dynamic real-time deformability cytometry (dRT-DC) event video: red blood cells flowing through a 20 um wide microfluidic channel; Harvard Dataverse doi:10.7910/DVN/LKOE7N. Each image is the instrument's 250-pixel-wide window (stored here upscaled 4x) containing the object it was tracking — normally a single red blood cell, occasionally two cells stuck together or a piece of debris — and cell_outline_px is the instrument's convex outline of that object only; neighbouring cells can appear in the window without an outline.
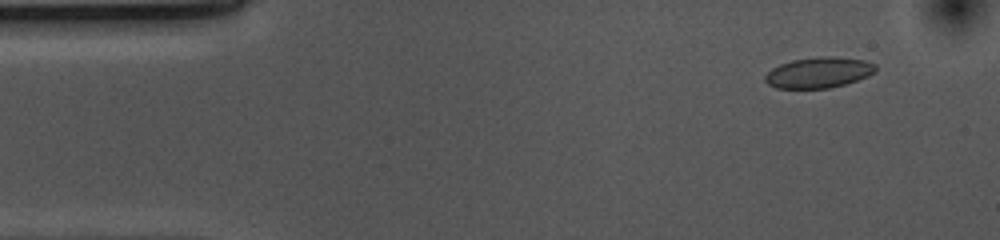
{"species": "common noctule bat (a hibernating species)", "species_latin": "Nyctalus noctula", "temperature_condition": "cold", "stored_images_in_passage": 51, "camera_frame_rate_fps": 3000, "um_per_image_px": 0.085, "animal": {"sex": "female", "body_mass_g": 10.0, "forearm_length_mm": 53.1}, "frame": {"image": 1, "passage_image": 2, "time_ms": 0.333, "image_size_px": [1000, 240], "cell_outline_px": [[876, 72], [868, 76], [844, 84], [828, 88], [776, 88], [768, 84], [764, 80], [764, 76], [772, 68], [780, 64], [792, 60], [820, 56], [836, 56], [864, 60], [876, 64]], "centroid_in_image_um": [69.59, 6.15], "position_along_channel_um": 15.4, "area_um2": 19.83}}
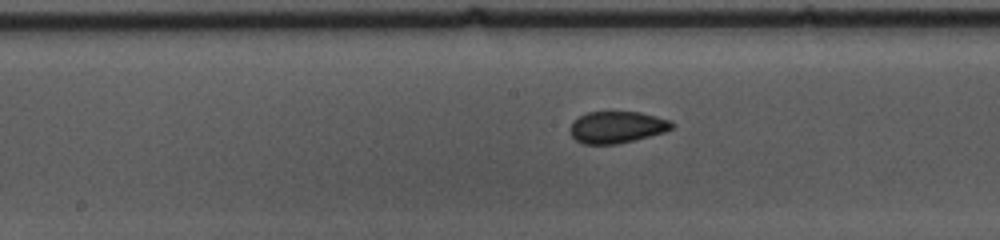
{"frame": {"image": 2, "passage_image": 23, "time_ms": 7.333, "image_size_px": [1000, 240], "cell_outline_px": [[676, 124], [672, 128], [664, 132], [616, 144], [584, 144], [576, 140], [572, 136], [568, 128], [580, 116], [588, 112], [640, 112], [672, 120]], "centroid_in_image_um": [52.46, 10.8], "position_along_channel_um": 195.7, "area_um2": 18.73}}
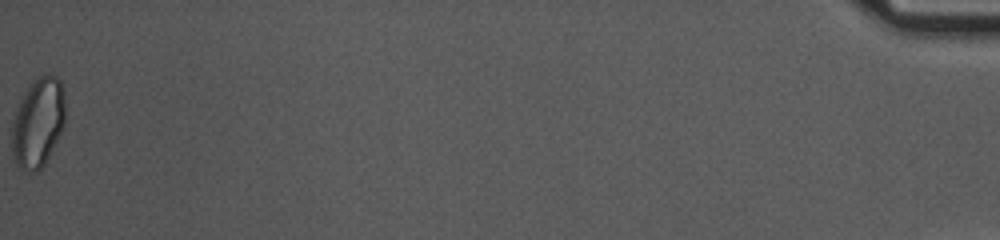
{"frame": {"image": 3, "passage_image": 51, "time_ms": 16.667, "image_size_px": [1000, 240], "cell_outline_px": [[64, 128], [44, 164], [36, 172], [24, 172], [16, 164], [12, 156], [12, 120], [20, 100], [24, 92], [32, 80], [40, 76], [56, 76], [60, 80], [64, 88]], "centroid_in_image_um": [3.22, 10.43], "position_along_channel_um": 432.0, "area_um2": 27.98}, "authors_computed_cell_mechanics": {"area_um2": 19.5942, "velocity_mm_per_s": 3.6884, "shape_relaxation_time_tau1_ms": 5.6789, "shape_relaxation_time_tau2_ms": 1.4517, "deformation_change_tau1": 0.1132, "deformation_change_tau2": 0.0537}}